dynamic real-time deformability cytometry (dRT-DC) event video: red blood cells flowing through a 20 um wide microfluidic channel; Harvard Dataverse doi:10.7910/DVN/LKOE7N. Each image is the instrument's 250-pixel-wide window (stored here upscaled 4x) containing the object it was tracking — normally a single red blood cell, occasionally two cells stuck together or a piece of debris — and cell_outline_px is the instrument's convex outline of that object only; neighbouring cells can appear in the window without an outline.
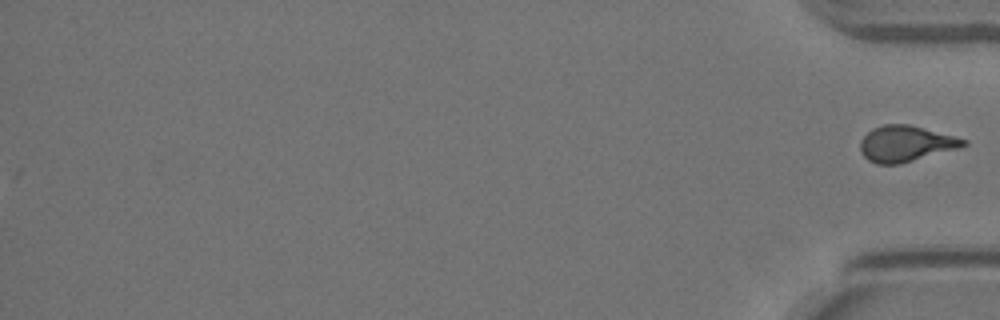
{"species": "Egyptian fruit bat (a non-hibernating species)", "species_latin": "Rousettus aegyptiacus", "temperature_condition": "warm", "stored_images_in_passage": 58, "segment_of_instrument_passage": [2, 2], "camera_frame_rate_fps": 3000, "um_per_image_px": 0.085, "animal": {"sex": "female"}, "frame": {"image": 1, "passage_image": 58, "time_ms": 19.0, "image_size_px": [1000, 320], "cell_outline_px": [[968, 144], [960, 148], [900, 164], [876, 164], [868, 160], [860, 152], [860, 140], [872, 128], [884, 124], [908, 124], [956, 136], [968, 140]], "centroid_in_image_um": [77.0, 12.21], "position_along_channel_um": 358.2, "area_um2": 21.79}}